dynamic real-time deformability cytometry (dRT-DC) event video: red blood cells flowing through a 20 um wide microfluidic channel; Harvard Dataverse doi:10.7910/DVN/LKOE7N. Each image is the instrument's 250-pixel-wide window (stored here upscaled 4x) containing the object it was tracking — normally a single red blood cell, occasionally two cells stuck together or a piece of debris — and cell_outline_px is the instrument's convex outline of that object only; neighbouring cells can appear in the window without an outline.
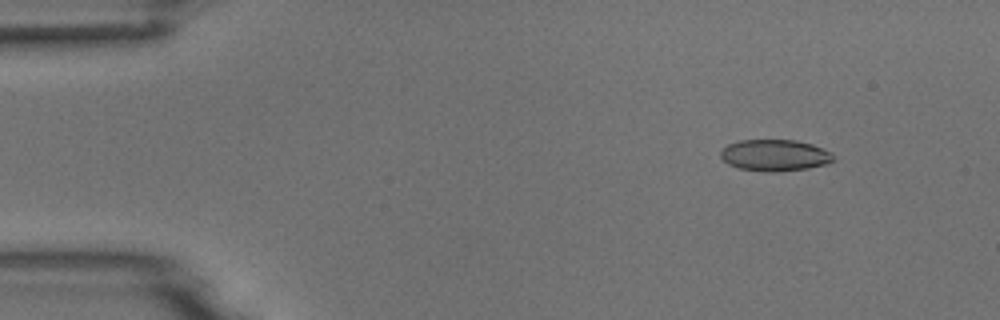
{"species": "common noctule bat (a hibernating species)", "species_latin": "Nyctalus noctula", "temperature_condition": "room temperature", "stored_images_in_passage": 5, "camera_frame_rate_fps": 3000, "um_per_image_px": 0.085, "animal": {"sex": "male", "body_mass_g": 18.8}, "frame": {"image": 1, "passage_image": 2, "time_ms": 1.0, "image_size_px": [1000, 320], "cell_outline_px": [[832, 160], [828, 164], [808, 168], [776, 172], [768, 172], [740, 168], [728, 164], [720, 156], [720, 152], [728, 144], [740, 140], [796, 140], [812, 144], [832, 152]], "centroid_in_image_um": [65.86, 13.2], "position_along_channel_um": 19.1, "area_um2": 20.63}}
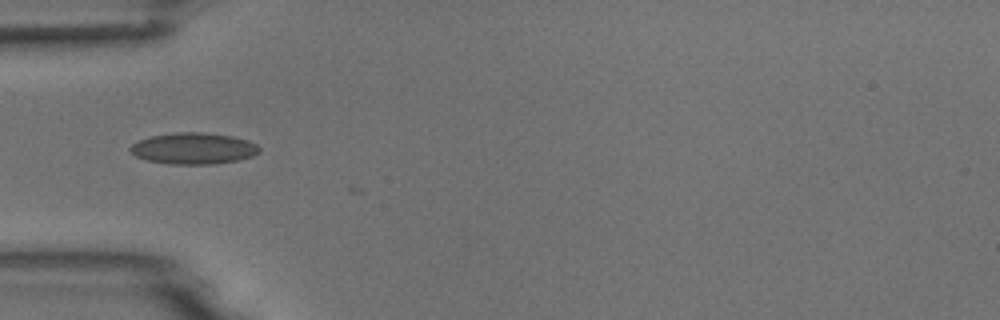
{"frame": {"image": 2, "passage_image": 5, "time_ms": 4.667, "image_size_px": [1000, 320], "cell_outline_px": [[260, 152], [252, 156], [240, 160], [212, 164], [168, 164], [144, 160], [136, 156], [128, 148], [132, 144], [140, 140], [152, 136], [176, 132], [204, 132], [232, 136], [248, 140], [256, 144], [260, 148]], "centroid_in_image_um": [16.46, 12.62], "position_along_channel_um": 68.5, "area_um2": 23.7}}